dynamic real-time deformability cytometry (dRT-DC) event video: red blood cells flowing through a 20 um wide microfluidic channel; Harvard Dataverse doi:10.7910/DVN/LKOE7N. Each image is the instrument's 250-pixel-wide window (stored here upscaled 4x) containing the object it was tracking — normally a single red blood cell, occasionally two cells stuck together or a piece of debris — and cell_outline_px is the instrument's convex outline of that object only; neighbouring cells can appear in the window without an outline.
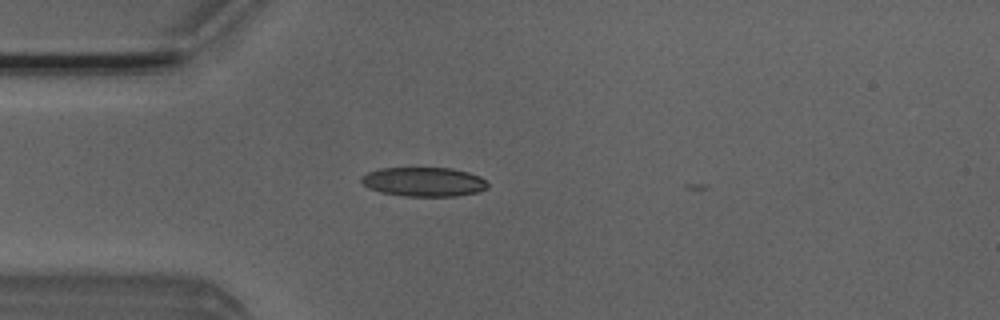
{"species": "Egyptian fruit bat (a non-hibernating species)", "species_latin": "Rousettus aegyptiacus", "temperature_condition": "room temperature", "stored_images_in_passage": 3, "camera_frame_rate_fps": 3000, "um_per_image_px": 0.085, "animal": {"sex": "male"}, "frame": {"image": 1, "passage_image": 1, "time_ms": 0.0, "image_size_px": [1000, 320], "cell_outline_px": [[488, 188], [476, 192], [456, 196], [404, 196], [380, 192], [368, 188], [360, 180], [360, 176], [368, 172], [380, 168], [452, 168], [468, 172], [480, 176], [488, 184]], "centroid_in_image_um": [36.0, 15.45], "position_along_channel_um": 49.0, "area_um2": 21.56}}